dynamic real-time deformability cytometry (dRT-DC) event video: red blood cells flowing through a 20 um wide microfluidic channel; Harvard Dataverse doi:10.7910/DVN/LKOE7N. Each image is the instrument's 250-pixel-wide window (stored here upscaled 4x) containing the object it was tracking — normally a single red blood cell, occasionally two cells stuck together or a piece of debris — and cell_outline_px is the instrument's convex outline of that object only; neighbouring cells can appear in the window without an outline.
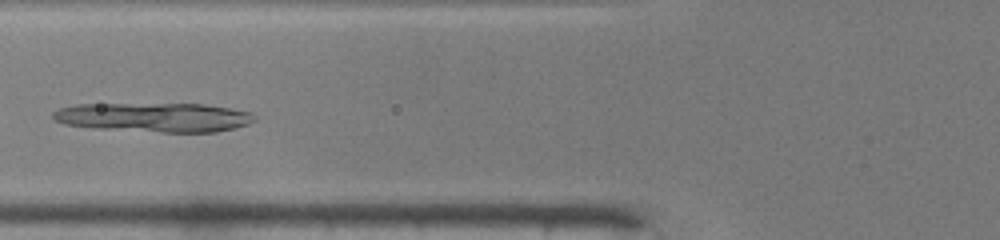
{"species": "common noctule bat (a hibernating species)", "species_latin": "Nyctalus noctula", "temperature_condition": "warm", "stored_images_in_passage": 26, "camera_frame_rate_fps": 3000, "um_per_image_px": 0.085, "animal": {"sex": "male", "body_mass_g": 19.0, "forearm_length_mm": 50.8}, "frame": {"image": 1, "passage_image": 19, "time_ms": 6.0, "image_size_px": [1000, 240], "cell_outline_px": [[256, 120], [248, 124], [236, 128], [216, 132], [164, 132], [100, 128], [64, 124], [56, 120], [52, 116], [52, 112], [60, 108], [76, 104], [204, 104], [232, 108], [252, 112], [256, 116]], "centroid_in_image_um": [13.18, 9.96], "position_along_channel_um": 112.6, "area_um2": 34.28}}
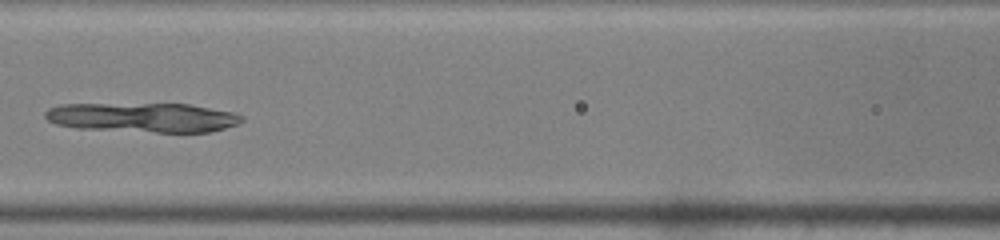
{"frame": {"image": 2, "passage_image": 22, "time_ms": 7.0, "image_size_px": [1000, 240], "cell_outline_px": [[244, 120], [236, 124], [224, 128], [208, 132], [156, 132], [76, 128], [56, 124], [48, 120], [44, 116], [44, 112], [48, 108], [60, 104], [188, 104], [236, 112], [244, 116]], "centroid_in_image_um": [12.15, 9.98], "position_along_channel_um": 154.5, "area_um2": 33.81}}